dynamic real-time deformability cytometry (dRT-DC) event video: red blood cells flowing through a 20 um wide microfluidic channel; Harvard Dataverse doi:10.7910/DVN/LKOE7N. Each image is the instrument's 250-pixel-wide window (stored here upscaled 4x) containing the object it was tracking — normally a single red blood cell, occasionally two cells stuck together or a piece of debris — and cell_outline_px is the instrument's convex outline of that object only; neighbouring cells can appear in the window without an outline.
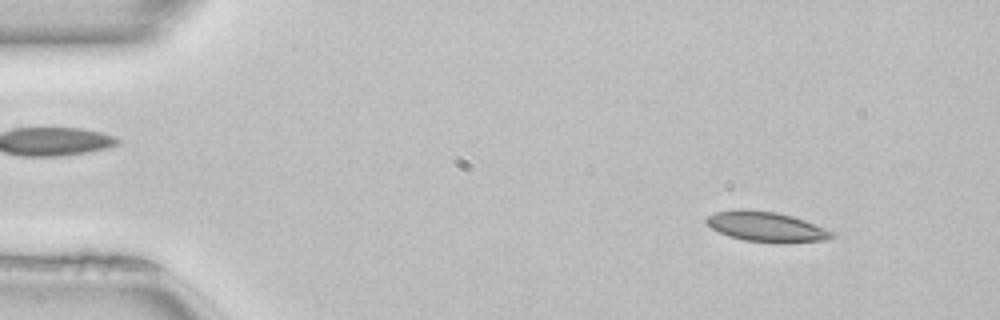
{"species": "common noctule bat (a hibernating species)", "species_latin": "Nyctalus noctula", "temperature_condition": "room temperature", "stored_images_in_passage": 49, "camera_frame_rate_fps": 3000, "um_per_image_px": 0.085, "animal": {"sex": "female", "body_mass_g": 22.7, "forearm_length_mm": 54.2}, "frame": {"image": 1, "passage_image": 5, "time_ms": 1.333, "image_size_px": [1000, 320], "cell_outline_px": [[836, 236], [828, 240], [780, 244], [744, 240], [728, 236], [712, 228], [704, 220], [708, 216], [716, 212], [740, 208], [744, 208], [776, 212], [792, 216], [804, 220], [836, 232]], "centroid_in_image_um": [65.18, 19.28], "position_along_channel_um": 19.8, "area_um2": 22.37}}
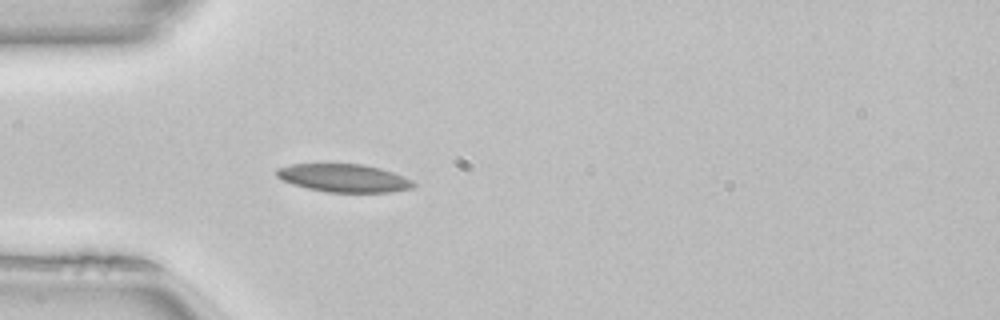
{"frame": {"image": 2, "passage_image": 14, "time_ms": 4.333, "image_size_px": [1000, 320], "cell_outline_px": [[416, 184], [412, 188], [392, 192], [328, 192], [308, 188], [292, 184], [276, 176], [276, 168], [292, 164], [364, 164], [380, 168], [404, 176], [412, 180]], "centroid_in_image_um": [29.24, 15.13], "position_along_channel_um": 55.8, "area_um2": 22.31}, "authors_computed_cell_mechanics": {"area_um2": 21.5016, "velocity_mm_per_s": 4.0668, "shape_relaxation_time_tau1_ms": null, "shape_relaxation_time_tau2_ms": 4.6295, "deformation_change_tau1": null, "deformation_change_tau2": 0.1083}}